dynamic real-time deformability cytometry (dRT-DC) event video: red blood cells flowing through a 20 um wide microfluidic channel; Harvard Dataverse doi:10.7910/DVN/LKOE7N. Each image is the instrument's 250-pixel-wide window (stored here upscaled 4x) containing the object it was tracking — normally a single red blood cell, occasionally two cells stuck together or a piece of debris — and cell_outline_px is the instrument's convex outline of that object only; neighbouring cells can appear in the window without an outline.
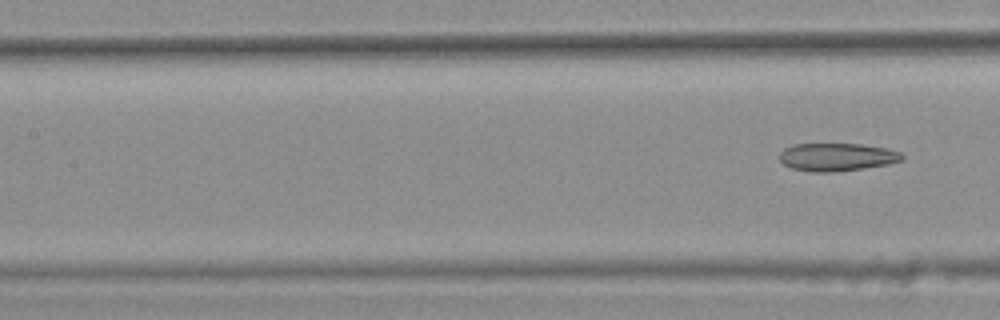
{"species": "common noctule bat (a hibernating species)", "species_latin": "Nyctalus noctula", "temperature_condition": "warm", "stored_images_in_passage": 6, "segment_of_instrument_passage": [2, 2], "camera_frame_rate_fps": 3000, "um_per_image_px": 0.085, "animal": {"sex": "female", "body_mass_g": 25.1}, "frame": {"image": 1, "passage_image": 6, "time_ms": 1.667, "image_size_px": [1000, 320], "cell_outline_px": [[904, 156], [900, 160], [888, 164], [864, 168], [832, 172], [812, 172], [792, 168], [784, 164], [780, 160], [780, 152], [784, 148], [792, 144], [864, 144], [884, 148], [900, 152]], "centroid_in_image_um": [71.1, 13.34], "position_along_channel_um": 136.3, "area_um2": 19.83}}